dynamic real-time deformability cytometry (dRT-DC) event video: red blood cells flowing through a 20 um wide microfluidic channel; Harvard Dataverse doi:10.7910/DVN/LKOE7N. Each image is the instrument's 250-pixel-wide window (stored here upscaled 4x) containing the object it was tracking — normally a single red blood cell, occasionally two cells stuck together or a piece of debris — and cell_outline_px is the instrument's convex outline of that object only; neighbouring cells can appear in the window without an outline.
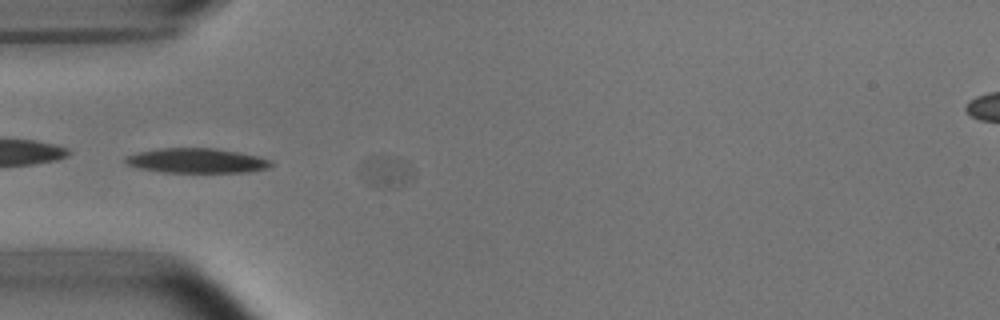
{"species": "common noctule bat (a hibernating species)", "species_latin": "Nyctalus noctula", "temperature_condition": "room temperature", "stored_images_in_passage": 12, "camera_frame_rate_fps": 3000, "um_per_image_px": 0.085, "animal": {"sex": "male", "body_mass_g": 15.6}, "frame": {"image": 1, "passage_image": 7, "time_ms": 2.0, "image_size_px": [1000, 320], "cell_outline_px": [[416, 176], [412, 180], [396, 188], [380, 188], [368, 184], [364, 180], [356, 168], [360, 160], [368, 156], [396, 156], [408, 160]], "centroid_in_image_um": [32.79, 14.56], "position_along_channel_um": 52.2, "area_um2": 10.75}}